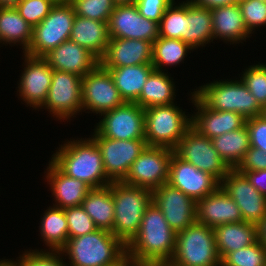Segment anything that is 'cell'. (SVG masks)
Instances as JSON below:
<instances>
[{"mask_svg":"<svg viewBox=\"0 0 266 266\" xmlns=\"http://www.w3.org/2000/svg\"><path fill=\"white\" fill-rule=\"evenodd\" d=\"M177 233L152 201L144 212L140 230L127 245V260L132 264L167 266L171 261Z\"/></svg>","mask_w":266,"mask_h":266,"instance_id":"1","label":"cell"},{"mask_svg":"<svg viewBox=\"0 0 266 266\" xmlns=\"http://www.w3.org/2000/svg\"><path fill=\"white\" fill-rule=\"evenodd\" d=\"M52 155L51 162L65 175L86 183L90 188L108 186L102 155L92 138L67 141Z\"/></svg>","mask_w":266,"mask_h":266,"instance_id":"2","label":"cell"},{"mask_svg":"<svg viewBox=\"0 0 266 266\" xmlns=\"http://www.w3.org/2000/svg\"><path fill=\"white\" fill-rule=\"evenodd\" d=\"M61 251L62 256H68L69 266H127L130 263L127 246L104 229L69 238Z\"/></svg>","mask_w":266,"mask_h":266,"instance_id":"3","label":"cell"},{"mask_svg":"<svg viewBox=\"0 0 266 266\" xmlns=\"http://www.w3.org/2000/svg\"><path fill=\"white\" fill-rule=\"evenodd\" d=\"M114 200V225L111 231L126 246L140 230L142 218L152 202V191L123 181L109 184Z\"/></svg>","mask_w":266,"mask_h":266,"instance_id":"4","label":"cell"},{"mask_svg":"<svg viewBox=\"0 0 266 266\" xmlns=\"http://www.w3.org/2000/svg\"><path fill=\"white\" fill-rule=\"evenodd\" d=\"M167 266H221L213 228L195 221L179 231Z\"/></svg>","mask_w":266,"mask_h":266,"instance_id":"5","label":"cell"},{"mask_svg":"<svg viewBox=\"0 0 266 266\" xmlns=\"http://www.w3.org/2000/svg\"><path fill=\"white\" fill-rule=\"evenodd\" d=\"M194 93L207 107L213 110L237 112L245 119L263 113V108L241 79L239 81L216 80L213 83L200 86Z\"/></svg>","mask_w":266,"mask_h":266,"instance_id":"6","label":"cell"},{"mask_svg":"<svg viewBox=\"0 0 266 266\" xmlns=\"http://www.w3.org/2000/svg\"><path fill=\"white\" fill-rule=\"evenodd\" d=\"M178 107L173 103L144 109L147 146L167 147L173 150L178 146L192 124V116L185 115V111Z\"/></svg>","mask_w":266,"mask_h":266,"instance_id":"7","label":"cell"},{"mask_svg":"<svg viewBox=\"0 0 266 266\" xmlns=\"http://www.w3.org/2000/svg\"><path fill=\"white\" fill-rule=\"evenodd\" d=\"M75 15L70 3L55 4L50 13L33 27L32 40L25 54L43 57L69 40Z\"/></svg>","mask_w":266,"mask_h":266,"instance_id":"8","label":"cell"},{"mask_svg":"<svg viewBox=\"0 0 266 266\" xmlns=\"http://www.w3.org/2000/svg\"><path fill=\"white\" fill-rule=\"evenodd\" d=\"M174 153L167 147L146 146L130 167L124 183L153 191L168 181L169 163Z\"/></svg>","mask_w":266,"mask_h":266,"instance_id":"9","label":"cell"},{"mask_svg":"<svg viewBox=\"0 0 266 266\" xmlns=\"http://www.w3.org/2000/svg\"><path fill=\"white\" fill-rule=\"evenodd\" d=\"M174 153L187 163L211 174L219 182L231 170L214 149L211 139L204 137L192 126L181 138Z\"/></svg>","mask_w":266,"mask_h":266,"instance_id":"10","label":"cell"},{"mask_svg":"<svg viewBox=\"0 0 266 266\" xmlns=\"http://www.w3.org/2000/svg\"><path fill=\"white\" fill-rule=\"evenodd\" d=\"M82 77L77 74L53 70L47 98L40 107L48 109L58 120L70 119L82 111Z\"/></svg>","mask_w":266,"mask_h":266,"instance_id":"11","label":"cell"},{"mask_svg":"<svg viewBox=\"0 0 266 266\" xmlns=\"http://www.w3.org/2000/svg\"><path fill=\"white\" fill-rule=\"evenodd\" d=\"M102 155L106 176L112 181H123L133 162L147 146L145 139L115 140L101 136L95 129L91 136Z\"/></svg>","mask_w":266,"mask_h":266,"instance_id":"12","label":"cell"},{"mask_svg":"<svg viewBox=\"0 0 266 266\" xmlns=\"http://www.w3.org/2000/svg\"><path fill=\"white\" fill-rule=\"evenodd\" d=\"M101 116L95 127L101 136L115 140L145 139V113L138 104L125 102Z\"/></svg>","mask_w":266,"mask_h":266,"instance_id":"13","label":"cell"},{"mask_svg":"<svg viewBox=\"0 0 266 266\" xmlns=\"http://www.w3.org/2000/svg\"><path fill=\"white\" fill-rule=\"evenodd\" d=\"M82 110L101 115L125 102L122 99L109 71L98 64L82 77Z\"/></svg>","mask_w":266,"mask_h":266,"instance_id":"14","label":"cell"},{"mask_svg":"<svg viewBox=\"0 0 266 266\" xmlns=\"http://www.w3.org/2000/svg\"><path fill=\"white\" fill-rule=\"evenodd\" d=\"M220 186L235 201L245 222L258 225L266 216V196L236 169L227 173Z\"/></svg>","mask_w":266,"mask_h":266,"instance_id":"15","label":"cell"},{"mask_svg":"<svg viewBox=\"0 0 266 266\" xmlns=\"http://www.w3.org/2000/svg\"><path fill=\"white\" fill-rule=\"evenodd\" d=\"M110 38L154 42L159 37L158 23L144 18L135 3L117 4L108 20Z\"/></svg>","mask_w":266,"mask_h":266,"instance_id":"16","label":"cell"},{"mask_svg":"<svg viewBox=\"0 0 266 266\" xmlns=\"http://www.w3.org/2000/svg\"><path fill=\"white\" fill-rule=\"evenodd\" d=\"M152 201L176 233L196 221V201L168 183L152 191Z\"/></svg>","mask_w":266,"mask_h":266,"instance_id":"17","label":"cell"},{"mask_svg":"<svg viewBox=\"0 0 266 266\" xmlns=\"http://www.w3.org/2000/svg\"><path fill=\"white\" fill-rule=\"evenodd\" d=\"M167 183L195 201L213 193L220 186L214 176L187 163L175 153L170 159Z\"/></svg>","mask_w":266,"mask_h":266,"instance_id":"18","label":"cell"},{"mask_svg":"<svg viewBox=\"0 0 266 266\" xmlns=\"http://www.w3.org/2000/svg\"><path fill=\"white\" fill-rule=\"evenodd\" d=\"M25 68L18 83L19 96L28 106L40 108L51 85L53 69L43 57H34L24 53Z\"/></svg>","mask_w":266,"mask_h":266,"instance_id":"19","label":"cell"},{"mask_svg":"<svg viewBox=\"0 0 266 266\" xmlns=\"http://www.w3.org/2000/svg\"><path fill=\"white\" fill-rule=\"evenodd\" d=\"M190 99L198 110L191 117V126L204 137L213 139L245 125L246 119L237 112L213 110L207 107L194 92Z\"/></svg>","mask_w":266,"mask_h":266,"instance_id":"20","label":"cell"},{"mask_svg":"<svg viewBox=\"0 0 266 266\" xmlns=\"http://www.w3.org/2000/svg\"><path fill=\"white\" fill-rule=\"evenodd\" d=\"M196 222L215 228L244 220L235 201L219 186L213 193L196 201Z\"/></svg>","mask_w":266,"mask_h":266,"instance_id":"21","label":"cell"},{"mask_svg":"<svg viewBox=\"0 0 266 266\" xmlns=\"http://www.w3.org/2000/svg\"><path fill=\"white\" fill-rule=\"evenodd\" d=\"M152 47L153 43L145 40L110 38L99 64L103 68L151 64Z\"/></svg>","mask_w":266,"mask_h":266,"instance_id":"22","label":"cell"},{"mask_svg":"<svg viewBox=\"0 0 266 266\" xmlns=\"http://www.w3.org/2000/svg\"><path fill=\"white\" fill-rule=\"evenodd\" d=\"M43 58L53 70L74 73L80 77L90 73L99 64V59L93 53L70 39Z\"/></svg>","mask_w":266,"mask_h":266,"instance_id":"23","label":"cell"},{"mask_svg":"<svg viewBox=\"0 0 266 266\" xmlns=\"http://www.w3.org/2000/svg\"><path fill=\"white\" fill-rule=\"evenodd\" d=\"M48 165L46 179L55 197L56 203L53 206L62 209L81 206L91 188L83 181L62 173L51 161Z\"/></svg>","mask_w":266,"mask_h":266,"instance_id":"24","label":"cell"},{"mask_svg":"<svg viewBox=\"0 0 266 266\" xmlns=\"http://www.w3.org/2000/svg\"><path fill=\"white\" fill-rule=\"evenodd\" d=\"M211 12L214 39L237 44L249 38L250 33L244 24L238 3L216 7Z\"/></svg>","mask_w":266,"mask_h":266,"instance_id":"25","label":"cell"},{"mask_svg":"<svg viewBox=\"0 0 266 266\" xmlns=\"http://www.w3.org/2000/svg\"><path fill=\"white\" fill-rule=\"evenodd\" d=\"M211 40H214L211 9L184 1V38L182 41L196 49L205 46Z\"/></svg>","mask_w":266,"mask_h":266,"instance_id":"26","label":"cell"},{"mask_svg":"<svg viewBox=\"0 0 266 266\" xmlns=\"http://www.w3.org/2000/svg\"><path fill=\"white\" fill-rule=\"evenodd\" d=\"M70 40L88 49L100 59L110 41L108 22L75 15Z\"/></svg>","mask_w":266,"mask_h":266,"instance_id":"27","label":"cell"},{"mask_svg":"<svg viewBox=\"0 0 266 266\" xmlns=\"http://www.w3.org/2000/svg\"><path fill=\"white\" fill-rule=\"evenodd\" d=\"M213 230L221 259L232 251L248 247L258 241L257 225L245 221L218 225Z\"/></svg>","mask_w":266,"mask_h":266,"instance_id":"28","label":"cell"},{"mask_svg":"<svg viewBox=\"0 0 266 266\" xmlns=\"http://www.w3.org/2000/svg\"><path fill=\"white\" fill-rule=\"evenodd\" d=\"M105 69L111 74L124 102L135 103L154 67L152 64H140Z\"/></svg>","mask_w":266,"mask_h":266,"instance_id":"29","label":"cell"},{"mask_svg":"<svg viewBox=\"0 0 266 266\" xmlns=\"http://www.w3.org/2000/svg\"><path fill=\"white\" fill-rule=\"evenodd\" d=\"M163 70H153L143 85V90L135 102L143 109L174 103L175 83Z\"/></svg>","mask_w":266,"mask_h":266,"instance_id":"30","label":"cell"},{"mask_svg":"<svg viewBox=\"0 0 266 266\" xmlns=\"http://www.w3.org/2000/svg\"><path fill=\"white\" fill-rule=\"evenodd\" d=\"M98 229L113 230L114 200L110 186L91 188L81 205Z\"/></svg>","mask_w":266,"mask_h":266,"instance_id":"31","label":"cell"},{"mask_svg":"<svg viewBox=\"0 0 266 266\" xmlns=\"http://www.w3.org/2000/svg\"><path fill=\"white\" fill-rule=\"evenodd\" d=\"M214 149L230 169H236L250 148L246 124L232 132L211 139Z\"/></svg>","mask_w":266,"mask_h":266,"instance_id":"32","label":"cell"},{"mask_svg":"<svg viewBox=\"0 0 266 266\" xmlns=\"http://www.w3.org/2000/svg\"><path fill=\"white\" fill-rule=\"evenodd\" d=\"M33 27L19 14L15 7H0V42L19 43L23 53L28 50L32 40Z\"/></svg>","mask_w":266,"mask_h":266,"instance_id":"33","label":"cell"},{"mask_svg":"<svg viewBox=\"0 0 266 266\" xmlns=\"http://www.w3.org/2000/svg\"><path fill=\"white\" fill-rule=\"evenodd\" d=\"M41 219L40 234L49 251H61L69 239L64 209L49 206Z\"/></svg>","mask_w":266,"mask_h":266,"instance_id":"34","label":"cell"},{"mask_svg":"<svg viewBox=\"0 0 266 266\" xmlns=\"http://www.w3.org/2000/svg\"><path fill=\"white\" fill-rule=\"evenodd\" d=\"M189 50L193 48L182 40L158 37L153 42L151 64L158 71L165 65L176 66L184 60Z\"/></svg>","mask_w":266,"mask_h":266,"instance_id":"35","label":"cell"},{"mask_svg":"<svg viewBox=\"0 0 266 266\" xmlns=\"http://www.w3.org/2000/svg\"><path fill=\"white\" fill-rule=\"evenodd\" d=\"M221 266H266V248L257 241L226 254L221 259Z\"/></svg>","mask_w":266,"mask_h":266,"instance_id":"36","label":"cell"},{"mask_svg":"<svg viewBox=\"0 0 266 266\" xmlns=\"http://www.w3.org/2000/svg\"><path fill=\"white\" fill-rule=\"evenodd\" d=\"M175 4L174 0L158 24L159 37L179 40L184 38V1L179 5Z\"/></svg>","mask_w":266,"mask_h":266,"instance_id":"37","label":"cell"},{"mask_svg":"<svg viewBox=\"0 0 266 266\" xmlns=\"http://www.w3.org/2000/svg\"><path fill=\"white\" fill-rule=\"evenodd\" d=\"M77 16L108 22L116 3L113 0H71Z\"/></svg>","mask_w":266,"mask_h":266,"instance_id":"38","label":"cell"},{"mask_svg":"<svg viewBox=\"0 0 266 266\" xmlns=\"http://www.w3.org/2000/svg\"><path fill=\"white\" fill-rule=\"evenodd\" d=\"M244 71L240 77L241 81L264 109L266 107V64L251 65Z\"/></svg>","mask_w":266,"mask_h":266,"instance_id":"39","label":"cell"},{"mask_svg":"<svg viewBox=\"0 0 266 266\" xmlns=\"http://www.w3.org/2000/svg\"><path fill=\"white\" fill-rule=\"evenodd\" d=\"M68 223L69 238H76L97 230L92 218L82 206L64 209Z\"/></svg>","mask_w":266,"mask_h":266,"instance_id":"40","label":"cell"},{"mask_svg":"<svg viewBox=\"0 0 266 266\" xmlns=\"http://www.w3.org/2000/svg\"><path fill=\"white\" fill-rule=\"evenodd\" d=\"M52 0H21L15 8L32 27L38 25L51 11Z\"/></svg>","mask_w":266,"mask_h":266,"instance_id":"41","label":"cell"},{"mask_svg":"<svg viewBox=\"0 0 266 266\" xmlns=\"http://www.w3.org/2000/svg\"><path fill=\"white\" fill-rule=\"evenodd\" d=\"M238 4L244 24L250 34L254 33L253 30L255 28L266 25V2L260 0H243Z\"/></svg>","mask_w":266,"mask_h":266,"instance_id":"42","label":"cell"},{"mask_svg":"<svg viewBox=\"0 0 266 266\" xmlns=\"http://www.w3.org/2000/svg\"><path fill=\"white\" fill-rule=\"evenodd\" d=\"M35 250L24 251L16 261V266H67L64 257H61L62 251Z\"/></svg>","mask_w":266,"mask_h":266,"instance_id":"43","label":"cell"},{"mask_svg":"<svg viewBox=\"0 0 266 266\" xmlns=\"http://www.w3.org/2000/svg\"><path fill=\"white\" fill-rule=\"evenodd\" d=\"M250 146L266 152V118L263 115L246 119Z\"/></svg>","mask_w":266,"mask_h":266,"instance_id":"44","label":"cell"},{"mask_svg":"<svg viewBox=\"0 0 266 266\" xmlns=\"http://www.w3.org/2000/svg\"><path fill=\"white\" fill-rule=\"evenodd\" d=\"M174 0H136L134 3L139 13L146 19L160 23L165 10Z\"/></svg>","mask_w":266,"mask_h":266,"instance_id":"45","label":"cell"},{"mask_svg":"<svg viewBox=\"0 0 266 266\" xmlns=\"http://www.w3.org/2000/svg\"><path fill=\"white\" fill-rule=\"evenodd\" d=\"M266 169V152L262 149L251 147L246 152L244 159L238 165L236 170L239 173L243 171H256Z\"/></svg>","mask_w":266,"mask_h":266,"instance_id":"46","label":"cell"},{"mask_svg":"<svg viewBox=\"0 0 266 266\" xmlns=\"http://www.w3.org/2000/svg\"><path fill=\"white\" fill-rule=\"evenodd\" d=\"M242 174L262 195L266 196V169L243 171Z\"/></svg>","mask_w":266,"mask_h":266,"instance_id":"47","label":"cell"},{"mask_svg":"<svg viewBox=\"0 0 266 266\" xmlns=\"http://www.w3.org/2000/svg\"><path fill=\"white\" fill-rule=\"evenodd\" d=\"M187 1L197 6L205 7L208 9H213L216 7H221L236 3L235 0H187Z\"/></svg>","mask_w":266,"mask_h":266,"instance_id":"48","label":"cell"},{"mask_svg":"<svg viewBox=\"0 0 266 266\" xmlns=\"http://www.w3.org/2000/svg\"><path fill=\"white\" fill-rule=\"evenodd\" d=\"M258 241L266 248V216L257 225Z\"/></svg>","mask_w":266,"mask_h":266,"instance_id":"49","label":"cell"},{"mask_svg":"<svg viewBox=\"0 0 266 266\" xmlns=\"http://www.w3.org/2000/svg\"><path fill=\"white\" fill-rule=\"evenodd\" d=\"M21 0H0V7H15Z\"/></svg>","mask_w":266,"mask_h":266,"instance_id":"50","label":"cell"},{"mask_svg":"<svg viewBox=\"0 0 266 266\" xmlns=\"http://www.w3.org/2000/svg\"><path fill=\"white\" fill-rule=\"evenodd\" d=\"M0 266H16V261L3 259V260L0 261Z\"/></svg>","mask_w":266,"mask_h":266,"instance_id":"51","label":"cell"},{"mask_svg":"<svg viewBox=\"0 0 266 266\" xmlns=\"http://www.w3.org/2000/svg\"><path fill=\"white\" fill-rule=\"evenodd\" d=\"M116 4H132L136 0H113Z\"/></svg>","mask_w":266,"mask_h":266,"instance_id":"52","label":"cell"},{"mask_svg":"<svg viewBox=\"0 0 266 266\" xmlns=\"http://www.w3.org/2000/svg\"><path fill=\"white\" fill-rule=\"evenodd\" d=\"M55 4L70 3L71 0H52Z\"/></svg>","mask_w":266,"mask_h":266,"instance_id":"53","label":"cell"},{"mask_svg":"<svg viewBox=\"0 0 266 266\" xmlns=\"http://www.w3.org/2000/svg\"><path fill=\"white\" fill-rule=\"evenodd\" d=\"M127 266H150V265H138V264L129 263Z\"/></svg>","mask_w":266,"mask_h":266,"instance_id":"54","label":"cell"},{"mask_svg":"<svg viewBox=\"0 0 266 266\" xmlns=\"http://www.w3.org/2000/svg\"><path fill=\"white\" fill-rule=\"evenodd\" d=\"M262 115L265 116V118H266V107L263 109Z\"/></svg>","mask_w":266,"mask_h":266,"instance_id":"55","label":"cell"},{"mask_svg":"<svg viewBox=\"0 0 266 266\" xmlns=\"http://www.w3.org/2000/svg\"><path fill=\"white\" fill-rule=\"evenodd\" d=\"M240 1H243V0H235L236 3H239Z\"/></svg>","mask_w":266,"mask_h":266,"instance_id":"56","label":"cell"}]
</instances>
